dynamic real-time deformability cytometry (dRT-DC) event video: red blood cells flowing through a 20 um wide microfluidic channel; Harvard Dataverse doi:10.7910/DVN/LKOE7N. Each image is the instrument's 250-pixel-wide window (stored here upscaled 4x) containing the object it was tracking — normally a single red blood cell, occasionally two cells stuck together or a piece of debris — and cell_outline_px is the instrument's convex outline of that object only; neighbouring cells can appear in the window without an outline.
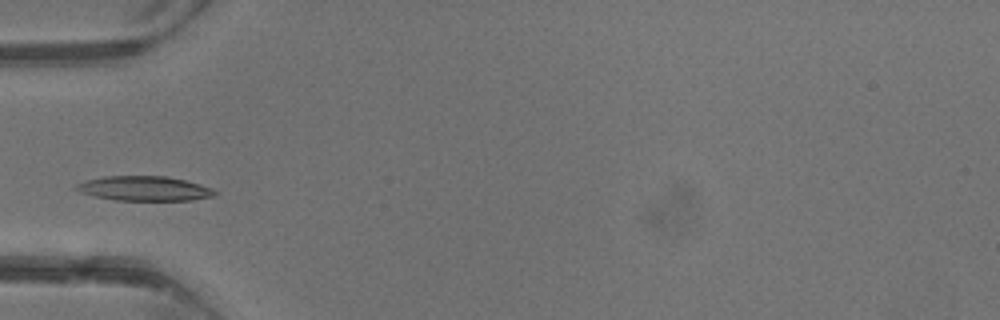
{"species": "common noctule bat (a hibernating species)", "species_latin": "Nyctalus noctula", "temperature_condition": "warm", "stored_images_in_passage": 3, "camera_frame_rate_fps": 3000, "um_per_image_px": 0.085, "animal": {"sex": "male", "body_mass_g": 13.3}, "frame": {"image": 1, "passage_image": 3, "time_ms": 2.0, "image_size_px": [1000, 320], "cell_outline_px": [[220, 192], [216, 196], [192, 200], [116, 200], [96, 196], [80, 192], [72, 188], [76, 184], [88, 180], [104, 176], [164, 176], [184, 180], [200, 184], [212, 188]], "centroid_in_image_um": [12.31, 16.02], "position_along_channel_um": 72.7, "area_um2": 19.88}}